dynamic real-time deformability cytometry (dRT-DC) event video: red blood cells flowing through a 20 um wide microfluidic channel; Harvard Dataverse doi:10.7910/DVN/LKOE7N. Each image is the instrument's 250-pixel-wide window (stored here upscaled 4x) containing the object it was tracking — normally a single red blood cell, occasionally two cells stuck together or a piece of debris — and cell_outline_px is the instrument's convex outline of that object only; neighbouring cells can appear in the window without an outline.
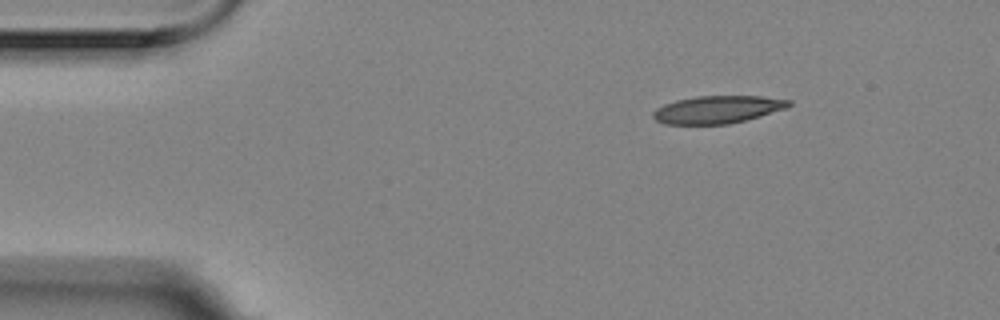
{"species": "Egyptian fruit bat (a non-hibernating species)", "species_latin": "Rousettus aegyptiacus", "temperature_condition": "room temperature", "stored_images_in_passage": 4, "segment_of_instrument_passage": [1, 2], "camera_frame_rate_fps": 3000, "um_per_image_px": 0.085, "animal": {"sex": "female"}, "frame": {"image": 1, "passage_image": 1, "time_ms": 0.0, "image_size_px": [1000, 320], "cell_outline_px": [[792, 104], [788, 108], [760, 116], [728, 124], [664, 124], [656, 120], [652, 116], [652, 112], [656, 108], [664, 104], [676, 100], [696, 96], [760, 96], [792, 100]], "centroid_in_image_um": [60.99, 9.3], "position_along_channel_um": 24.0, "area_um2": 21.91}}